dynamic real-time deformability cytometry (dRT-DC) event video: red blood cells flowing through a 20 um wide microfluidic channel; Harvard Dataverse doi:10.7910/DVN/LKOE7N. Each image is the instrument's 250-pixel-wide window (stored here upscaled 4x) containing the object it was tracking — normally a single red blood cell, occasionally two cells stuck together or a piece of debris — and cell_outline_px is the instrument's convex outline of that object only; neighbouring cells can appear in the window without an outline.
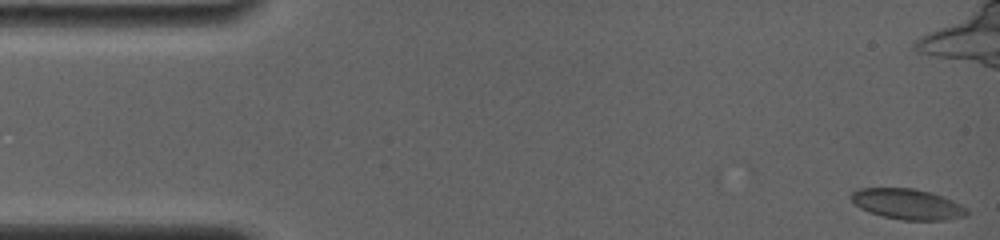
{"species": "common noctule bat (a hibernating species)", "species_latin": "Nyctalus noctula", "temperature_condition": "room temperature", "stored_images_in_passage": 36, "camera_frame_rate_fps": 4000, "um_per_image_px": 0.085, "animal": {"sex": "female", "body_mass_g": 19.0, "forearm_length_mm": 56.7}, "frame": {"image": 1, "passage_image": 1, "time_ms": 0.0, "image_size_px": [1000, 240], "cell_outline_px": [[968, 216], [948, 220], [904, 220], [884, 216], [868, 212], [860, 208], [848, 196], [852, 192], [860, 188], [912, 188], [932, 192], [944, 196], [968, 208]], "centroid_in_image_um": [77.17, 17.35], "position_along_channel_um": 7.8, "area_um2": 20.81}}
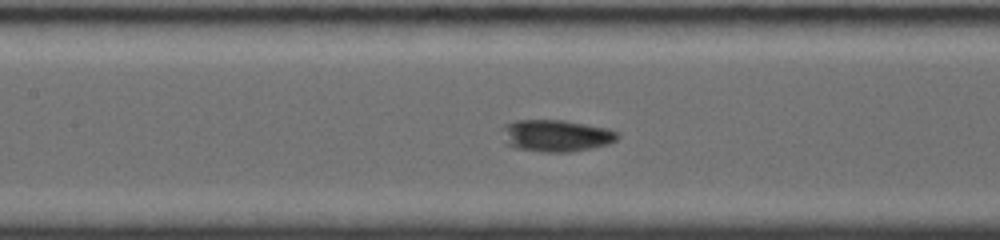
{"frame": {"image": 2, "passage_image": 18, "time_ms": 7.25, "image_size_px": [1000, 240], "cell_outline_px": [[620, 136], [616, 140], [608, 144], [572, 152], [544, 152], [516, 148], [504, 144], [504, 124], [516, 120], [564, 120], [608, 128], [620, 132]], "centroid_in_image_um": [47.29, 11.53], "position_along_channel_um": 160.1, "area_um2": 21.56}}
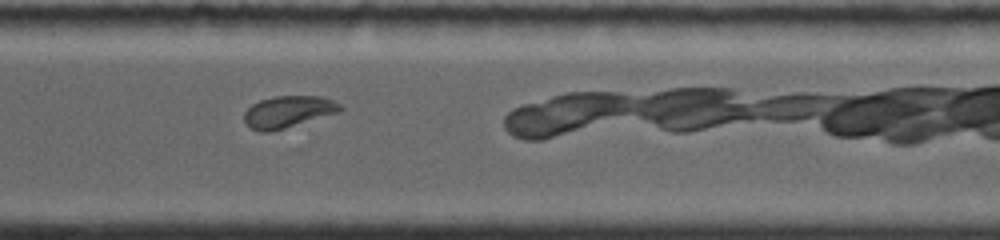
{"frame": {"image": 3, "passage_image": 33, "time_ms": 13.75, "image_size_px": [1000, 240], "cell_outline_px": [[344, 108], [340, 112], [284, 128], [268, 132], [260, 132], [252, 128], [244, 120], [244, 112], [252, 104], [260, 100], [276, 96], [320, 96], [332, 100], [340, 104]], "centroid_in_image_um": [24.5, 9.49], "position_along_channel_um": 346.1, "area_um2": 17.63}}